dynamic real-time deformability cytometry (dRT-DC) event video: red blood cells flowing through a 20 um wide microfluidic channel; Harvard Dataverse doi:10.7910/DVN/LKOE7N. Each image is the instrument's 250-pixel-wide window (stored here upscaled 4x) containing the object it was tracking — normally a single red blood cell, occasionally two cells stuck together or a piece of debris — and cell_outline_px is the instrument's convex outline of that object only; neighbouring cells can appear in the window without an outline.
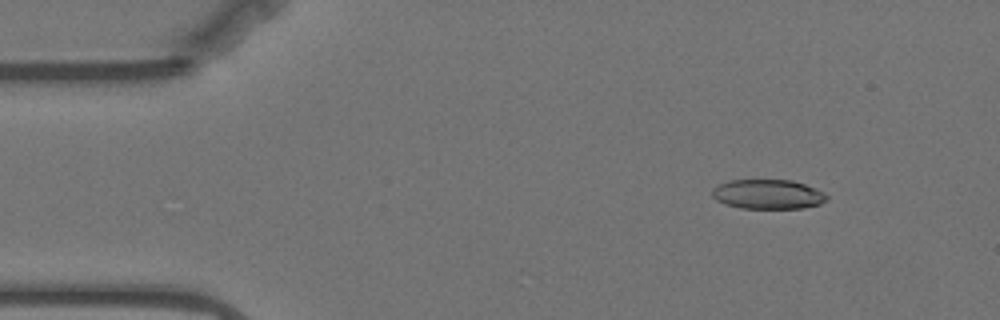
{"species": "Egyptian fruit bat (a non-hibernating species)", "species_latin": "Rousettus aegyptiacus", "temperature_condition": "warm", "stored_images_in_passage": 53, "camera_frame_rate_fps": 3000, "um_per_image_px": 0.085, "animal": {"sex": "female"}, "frame": {"image": 1, "passage_image": 3, "time_ms": 0.667, "image_size_px": [1000, 320], "cell_outline_px": [[828, 200], [820, 204], [804, 208], [740, 208], [724, 204], [716, 200], [712, 196], [712, 188], [716, 184], [728, 180], [792, 180], [816, 188], [824, 192], [828, 196]], "centroid_in_image_um": [65.26, 16.51], "position_along_channel_um": 19.7, "area_um2": 20.0}}
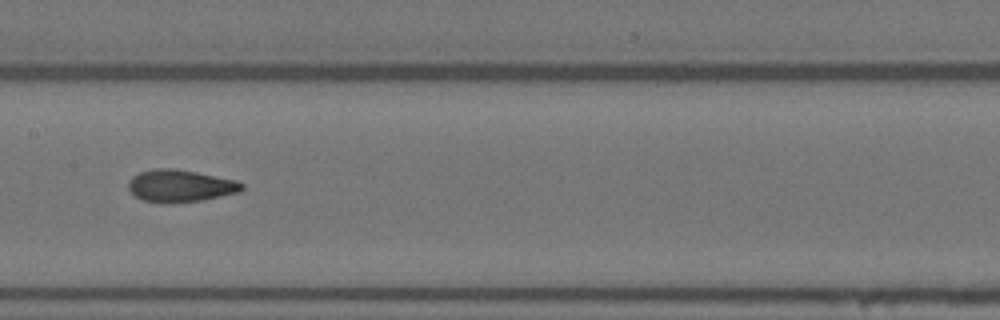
{"frame": {"image": 2, "passage_image": 24, "time_ms": 7.667, "image_size_px": [1000, 320], "cell_outline_px": [[244, 188], [240, 192], [200, 200], [172, 204], [164, 204], [144, 200], [136, 196], [128, 188], [128, 180], [132, 176], [140, 172], [156, 168], [172, 168], [196, 172], [236, 180], [244, 184]], "centroid_in_image_um": [15.31, 15.8], "position_along_channel_um": 192.1, "area_um2": 21.39}}
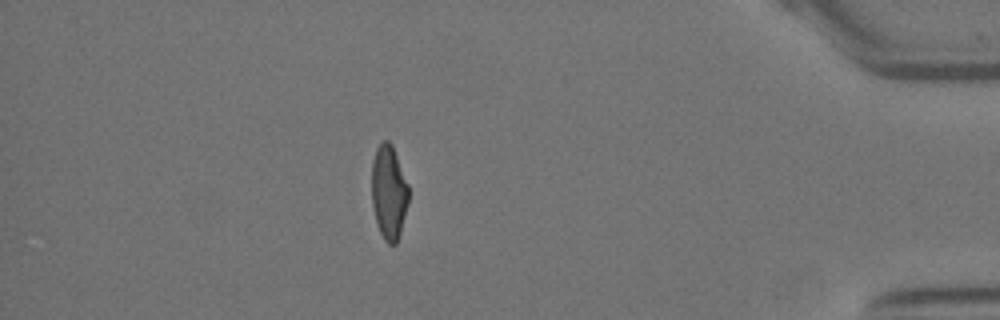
{"frame": {"image": 3, "passage_image": 46, "time_ms": 15.0, "image_size_px": [1000, 320], "cell_outline_px": [[408, 204], [400, 232], [396, 244], [388, 244], [384, 240], [376, 224], [372, 204], [372, 160], [376, 148], [384, 140], [388, 140], [392, 144], [408, 184]], "centroid_in_image_um": [33.04, 16.34], "position_along_channel_um": 402.2, "area_um2": 20.29}, "authors_computed_cell_mechanics": {"area_um2": 21.0392, "velocity_mm_per_s": 3.5336, "shape_relaxation_time_tau1_ms": 8.2188, "shape_relaxation_time_tau2_ms": 2.0021, "deformation_change_tau1": 0.2242, "deformation_change_tau2": 0.0844}}